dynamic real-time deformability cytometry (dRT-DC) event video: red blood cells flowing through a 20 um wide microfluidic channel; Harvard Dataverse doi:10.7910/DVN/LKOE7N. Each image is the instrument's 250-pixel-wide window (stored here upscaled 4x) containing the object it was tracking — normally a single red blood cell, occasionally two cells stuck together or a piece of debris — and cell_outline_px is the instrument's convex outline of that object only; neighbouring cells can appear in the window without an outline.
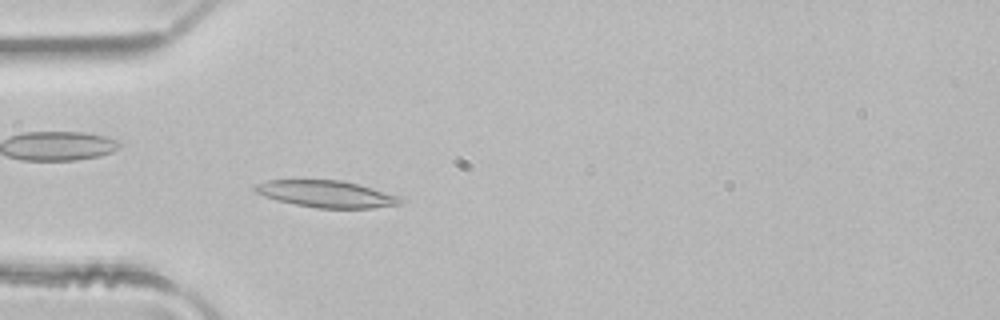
{"species": "common noctule bat (a hibernating species)", "species_latin": "Nyctalus noctula", "temperature_condition": "room temperature", "stored_images_in_passage": 49, "camera_frame_rate_fps": 3000, "um_per_image_px": 0.085, "animal": {"sex": "male", "body_mass_g": 21.5, "forearm_length_mm": 52.0}, "frame": {"image": 1, "passage_image": 14, "time_ms": 4.333, "image_size_px": [1000, 320], "cell_outline_px": [[404, 204], [372, 208], [316, 208], [296, 204], [264, 196], [256, 192], [252, 188], [256, 184], [268, 180], [344, 180], [360, 184], [400, 196], [404, 200]], "centroid_in_image_um": [27.82, 16.48], "position_along_channel_um": 57.2, "area_um2": 22.83}}
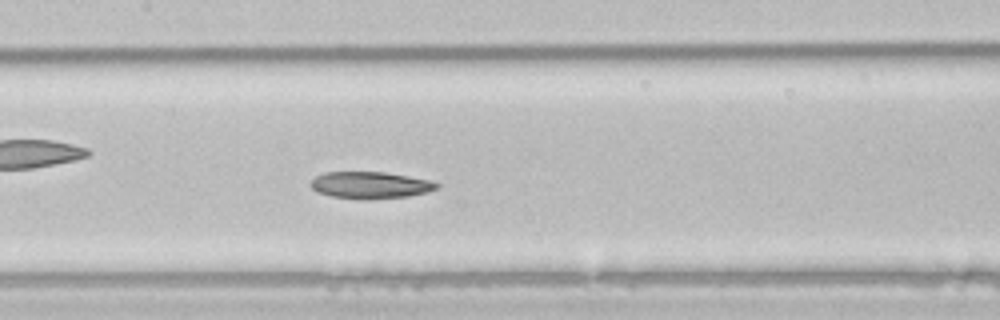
{"frame": {"image": 2, "passage_image": 23, "time_ms": 7.333, "image_size_px": [1000, 320], "cell_outline_px": [[440, 188], [408, 196], [364, 200], [360, 200], [332, 196], [316, 192], [308, 184], [316, 176], [324, 172], [384, 172], [408, 176], [428, 180], [440, 184]], "centroid_in_image_um": [31.43, 15.74], "position_along_channel_um": 176.0, "area_um2": 19.77}}
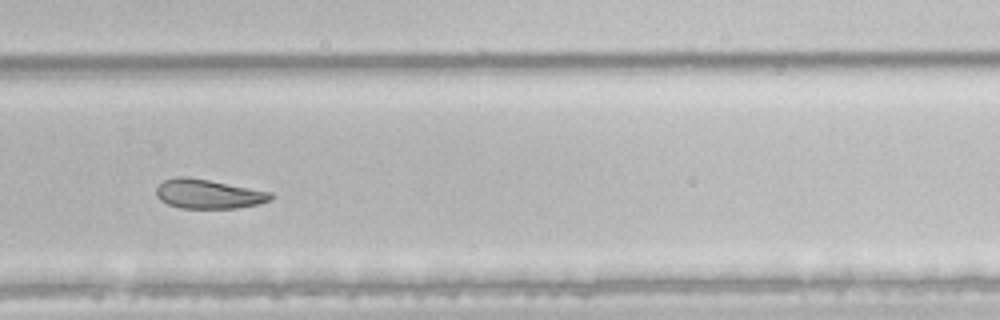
{"frame": {"image": 3, "passage_image": 33, "time_ms": 10.667, "image_size_px": [1000, 320], "cell_outline_px": [[276, 196], [260, 204], [236, 208], [180, 208], [168, 204], [160, 200], [156, 196], [156, 188], [164, 180], [176, 176], [180, 176], [208, 180], [272, 192]], "centroid_in_image_um": [17.71, 16.49], "position_along_channel_um": 312.1, "area_um2": 19.48}, "authors_computed_cell_mechanics": {"area_um2": 22.7732, "velocity_mm_per_s": 4.1037, "shape_relaxation_time_tau1_ms": 5.0025, "shape_relaxation_time_tau2_ms": null, "deformation_change_tau1": 0.1401, "deformation_change_tau2": null}}